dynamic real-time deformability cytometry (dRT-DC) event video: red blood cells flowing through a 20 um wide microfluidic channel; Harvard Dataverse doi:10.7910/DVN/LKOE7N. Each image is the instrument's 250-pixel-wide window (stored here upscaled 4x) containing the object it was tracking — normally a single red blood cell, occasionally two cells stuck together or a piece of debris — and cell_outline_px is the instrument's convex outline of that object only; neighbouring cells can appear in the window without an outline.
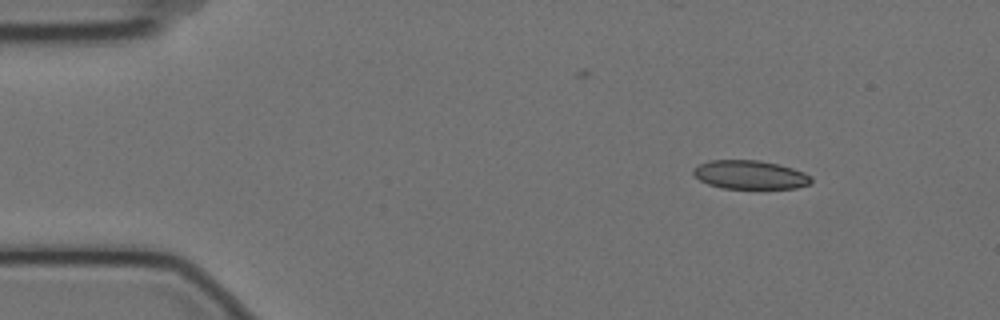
{"species": "Egyptian fruit bat (a non-hibernating species)", "species_latin": "Rousettus aegyptiacus", "temperature_condition": "cold", "stored_images_in_passage": 3, "camera_frame_rate_fps": 3000, "um_per_image_px": 0.085, "animal": {"sex": "female"}, "frame": {"image": 1, "passage_image": 1, "time_ms": 0.0, "image_size_px": [1000, 320], "cell_outline_px": [[812, 184], [796, 188], [720, 188], [708, 184], [700, 180], [692, 172], [692, 168], [708, 160], [760, 160], [792, 168], [804, 172], [812, 176]], "centroid_in_image_um": [63.76, 14.85], "position_along_channel_um": 21.2, "area_um2": 19.77}}